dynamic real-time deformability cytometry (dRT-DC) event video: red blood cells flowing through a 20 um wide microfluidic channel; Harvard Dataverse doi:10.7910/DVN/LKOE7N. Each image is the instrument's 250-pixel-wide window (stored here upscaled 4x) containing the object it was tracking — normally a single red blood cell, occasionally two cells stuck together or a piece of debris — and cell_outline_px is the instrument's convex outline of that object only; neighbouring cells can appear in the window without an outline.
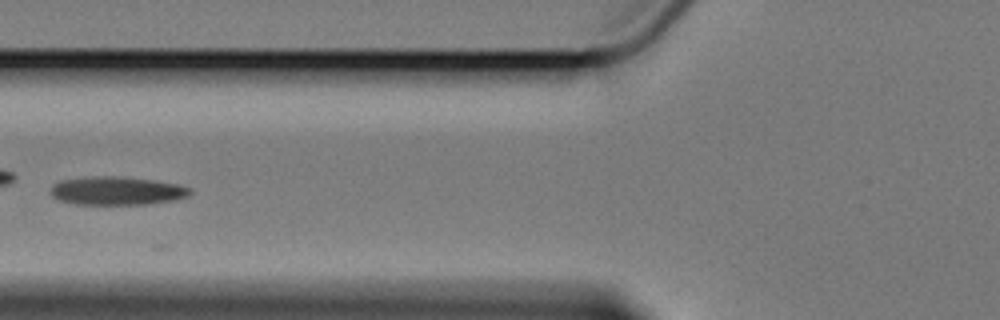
{"species": "Egyptian fruit bat (a non-hibernating species)", "species_latin": "Rousettus aegyptiacus", "temperature_condition": "cold", "stored_images_in_passage": 8, "camera_frame_rate_fps": 3000, "um_per_image_px": 0.085, "animal": {"sex": "female"}, "frame": {"image": 1, "passage_image": 5, "time_ms": 6.0, "image_size_px": [1000, 320], "cell_outline_px": [[192, 192], [188, 196], [176, 200], [144, 204], [76, 204], [56, 200], [48, 192], [52, 184], [60, 180], [84, 176], [120, 176], [156, 180], [176, 184], [192, 188]], "centroid_in_image_um": [9.88, 16.2], "position_along_channel_um": 115.9, "area_um2": 23.52}}
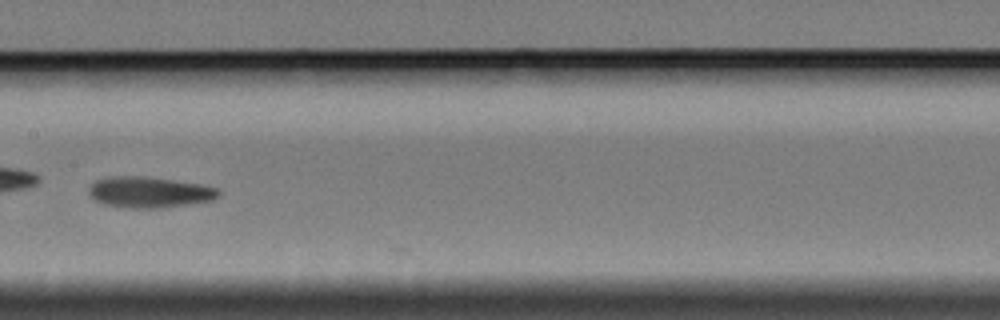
{"frame": {"image": 2, "passage_image": 7, "time_ms": 8.333, "image_size_px": [1000, 320], "cell_outline_px": [[220, 196], [212, 200], [164, 208], [132, 208], [104, 204], [96, 200], [88, 192], [88, 188], [96, 180], [112, 176], [144, 176], [200, 184], [216, 188], [220, 192]], "centroid_in_image_um": [12.7, 16.34], "position_along_channel_um": 194.7, "area_um2": 23.24}}